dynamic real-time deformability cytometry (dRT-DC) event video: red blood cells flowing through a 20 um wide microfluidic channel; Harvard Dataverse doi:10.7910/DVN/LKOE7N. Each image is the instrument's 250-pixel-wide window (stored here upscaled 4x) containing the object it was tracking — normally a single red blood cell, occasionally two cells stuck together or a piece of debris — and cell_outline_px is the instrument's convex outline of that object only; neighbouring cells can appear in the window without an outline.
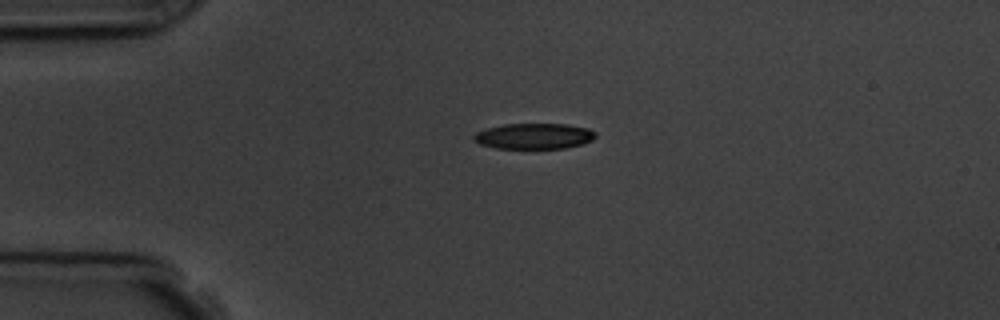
{"species": "common noctule bat (a hibernating species)", "species_latin": "Nyctalus noctula", "temperature_condition": "room temperature", "stored_images_in_passage": 2, "camera_frame_rate_fps": 3000, "um_per_image_px": 0.085, "animal": {"sex": "male", "body_mass_g": 19.5, "forearm_length_mm": 54.6}, "frame": {"image": 1, "passage_image": 1, "time_ms": 0.0, "image_size_px": [1000, 320], "cell_outline_px": [[596, 136], [592, 140], [584, 144], [564, 148], [496, 148], [480, 144], [472, 140], [472, 136], [476, 132], [488, 128], [504, 124], [568, 124], [588, 128], [596, 132]], "centroid_in_image_um": [45.4, 11.57], "position_along_channel_um": 39.6, "area_um2": 18.32}}